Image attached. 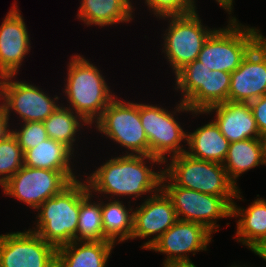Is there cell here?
<instances>
[{
  "mask_svg": "<svg viewBox=\"0 0 266 267\" xmlns=\"http://www.w3.org/2000/svg\"><path fill=\"white\" fill-rule=\"evenodd\" d=\"M223 9H225L230 15L233 9V0H215Z\"/></svg>",
  "mask_w": 266,
  "mask_h": 267,
  "instance_id": "836d02e7",
  "label": "cell"
},
{
  "mask_svg": "<svg viewBox=\"0 0 266 267\" xmlns=\"http://www.w3.org/2000/svg\"><path fill=\"white\" fill-rule=\"evenodd\" d=\"M205 64L195 60L175 74L176 90L181 91L183 103H186L204 84Z\"/></svg>",
  "mask_w": 266,
  "mask_h": 267,
  "instance_id": "f1b7e54d",
  "label": "cell"
},
{
  "mask_svg": "<svg viewBox=\"0 0 266 267\" xmlns=\"http://www.w3.org/2000/svg\"><path fill=\"white\" fill-rule=\"evenodd\" d=\"M260 135L266 134V94L250 102Z\"/></svg>",
  "mask_w": 266,
  "mask_h": 267,
  "instance_id": "1f68e13d",
  "label": "cell"
},
{
  "mask_svg": "<svg viewBox=\"0 0 266 267\" xmlns=\"http://www.w3.org/2000/svg\"><path fill=\"white\" fill-rule=\"evenodd\" d=\"M16 4L13 3L0 26V78L16 76L31 49L30 35Z\"/></svg>",
  "mask_w": 266,
  "mask_h": 267,
  "instance_id": "2e32d148",
  "label": "cell"
},
{
  "mask_svg": "<svg viewBox=\"0 0 266 267\" xmlns=\"http://www.w3.org/2000/svg\"><path fill=\"white\" fill-rule=\"evenodd\" d=\"M211 235L212 232L202 224L178 219L148 250L167 255L163 267L192 266L194 263L188 252L195 255L200 250L206 251Z\"/></svg>",
  "mask_w": 266,
  "mask_h": 267,
  "instance_id": "4fadbf2b",
  "label": "cell"
},
{
  "mask_svg": "<svg viewBox=\"0 0 266 267\" xmlns=\"http://www.w3.org/2000/svg\"><path fill=\"white\" fill-rule=\"evenodd\" d=\"M147 159L150 164H163L158 158L151 155H130L112 157L106 163L98 167L86 182L89 191L97 192L100 195L111 196H132L135 198L146 193L155 194L161 188V177L163 170L154 171L147 166ZM152 169V170H151Z\"/></svg>",
  "mask_w": 266,
  "mask_h": 267,
  "instance_id": "6da1fadb",
  "label": "cell"
},
{
  "mask_svg": "<svg viewBox=\"0 0 266 267\" xmlns=\"http://www.w3.org/2000/svg\"><path fill=\"white\" fill-rule=\"evenodd\" d=\"M231 216L240 217L235 239L255 252L266 240V200L257 198L246 209L233 202Z\"/></svg>",
  "mask_w": 266,
  "mask_h": 267,
  "instance_id": "ac0fdd59",
  "label": "cell"
},
{
  "mask_svg": "<svg viewBox=\"0 0 266 267\" xmlns=\"http://www.w3.org/2000/svg\"><path fill=\"white\" fill-rule=\"evenodd\" d=\"M23 156L24 152L12 133L0 140L1 187L24 166Z\"/></svg>",
  "mask_w": 266,
  "mask_h": 267,
  "instance_id": "83f0119b",
  "label": "cell"
},
{
  "mask_svg": "<svg viewBox=\"0 0 266 267\" xmlns=\"http://www.w3.org/2000/svg\"><path fill=\"white\" fill-rule=\"evenodd\" d=\"M92 196L87 182L80 180V212L76 241H104L101 200L92 202Z\"/></svg>",
  "mask_w": 266,
  "mask_h": 267,
  "instance_id": "484cf974",
  "label": "cell"
},
{
  "mask_svg": "<svg viewBox=\"0 0 266 267\" xmlns=\"http://www.w3.org/2000/svg\"><path fill=\"white\" fill-rule=\"evenodd\" d=\"M15 75L0 78V104L10 117V111H15L24 122H43L58 107L56 95L49 97L41 88L23 81H13ZM41 89V90H40Z\"/></svg>",
  "mask_w": 266,
  "mask_h": 267,
  "instance_id": "8fae6325",
  "label": "cell"
},
{
  "mask_svg": "<svg viewBox=\"0 0 266 267\" xmlns=\"http://www.w3.org/2000/svg\"><path fill=\"white\" fill-rule=\"evenodd\" d=\"M254 253L266 261V240Z\"/></svg>",
  "mask_w": 266,
  "mask_h": 267,
  "instance_id": "e575fe53",
  "label": "cell"
},
{
  "mask_svg": "<svg viewBox=\"0 0 266 267\" xmlns=\"http://www.w3.org/2000/svg\"><path fill=\"white\" fill-rule=\"evenodd\" d=\"M228 25L215 29L204 42L198 59L210 70L232 73L248 52L264 37L259 29L229 17Z\"/></svg>",
  "mask_w": 266,
  "mask_h": 267,
  "instance_id": "277c9868",
  "label": "cell"
},
{
  "mask_svg": "<svg viewBox=\"0 0 266 267\" xmlns=\"http://www.w3.org/2000/svg\"><path fill=\"white\" fill-rule=\"evenodd\" d=\"M161 188L171 198L179 220L202 224L215 233L219 227L216 220L232 217V206L223 197L177 186L164 172Z\"/></svg>",
  "mask_w": 266,
  "mask_h": 267,
  "instance_id": "9c48e42d",
  "label": "cell"
},
{
  "mask_svg": "<svg viewBox=\"0 0 266 267\" xmlns=\"http://www.w3.org/2000/svg\"><path fill=\"white\" fill-rule=\"evenodd\" d=\"M145 4L157 18L187 15L197 11L195 0H145Z\"/></svg>",
  "mask_w": 266,
  "mask_h": 267,
  "instance_id": "f546056e",
  "label": "cell"
},
{
  "mask_svg": "<svg viewBox=\"0 0 266 267\" xmlns=\"http://www.w3.org/2000/svg\"><path fill=\"white\" fill-rule=\"evenodd\" d=\"M167 267H195V265H192V266H167Z\"/></svg>",
  "mask_w": 266,
  "mask_h": 267,
  "instance_id": "8d00e7d4",
  "label": "cell"
},
{
  "mask_svg": "<svg viewBox=\"0 0 266 267\" xmlns=\"http://www.w3.org/2000/svg\"><path fill=\"white\" fill-rule=\"evenodd\" d=\"M57 248L28 229L0 235V267H56Z\"/></svg>",
  "mask_w": 266,
  "mask_h": 267,
  "instance_id": "7c38bea8",
  "label": "cell"
},
{
  "mask_svg": "<svg viewBox=\"0 0 266 267\" xmlns=\"http://www.w3.org/2000/svg\"><path fill=\"white\" fill-rule=\"evenodd\" d=\"M231 73L205 66L204 84L185 103L193 112H205L211 106L228 101Z\"/></svg>",
  "mask_w": 266,
  "mask_h": 267,
  "instance_id": "cb8c5ba5",
  "label": "cell"
},
{
  "mask_svg": "<svg viewBox=\"0 0 266 267\" xmlns=\"http://www.w3.org/2000/svg\"><path fill=\"white\" fill-rule=\"evenodd\" d=\"M179 102L175 107L176 111L173 112L157 105L139 103V117L148 139L149 155L158 158L164 165L168 162L167 155L174 157L186 152L181 143L187 142L185 141L187 132L175 119L176 112L205 114L204 112H193L185 103Z\"/></svg>",
  "mask_w": 266,
  "mask_h": 267,
  "instance_id": "8992f818",
  "label": "cell"
},
{
  "mask_svg": "<svg viewBox=\"0 0 266 267\" xmlns=\"http://www.w3.org/2000/svg\"><path fill=\"white\" fill-rule=\"evenodd\" d=\"M114 246L110 241H72L57 248L56 267H106Z\"/></svg>",
  "mask_w": 266,
  "mask_h": 267,
  "instance_id": "d6986e66",
  "label": "cell"
},
{
  "mask_svg": "<svg viewBox=\"0 0 266 267\" xmlns=\"http://www.w3.org/2000/svg\"><path fill=\"white\" fill-rule=\"evenodd\" d=\"M36 228L30 229L55 248L76 241L80 212V180L42 203L36 211Z\"/></svg>",
  "mask_w": 266,
  "mask_h": 267,
  "instance_id": "5b68a950",
  "label": "cell"
},
{
  "mask_svg": "<svg viewBox=\"0 0 266 267\" xmlns=\"http://www.w3.org/2000/svg\"><path fill=\"white\" fill-rule=\"evenodd\" d=\"M101 201L102 223L104 232V241H110L113 244L121 243L128 239L131 240L133 232L134 210L128 208L119 199Z\"/></svg>",
  "mask_w": 266,
  "mask_h": 267,
  "instance_id": "d4e9b609",
  "label": "cell"
},
{
  "mask_svg": "<svg viewBox=\"0 0 266 267\" xmlns=\"http://www.w3.org/2000/svg\"><path fill=\"white\" fill-rule=\"evenodd\" d=\"M48 138L63 143L73 153L77 132L83 125H89L81 116L61 104L43 121ZM83 123V124H82Z\"/></svg>",
  "mask_w": 266,
  "mask_h": 267,
  "instance_id": "4316f807",
  "label": "cell"
},
{
  "mask_svg": "<svg viewBox=\"0 0 266 267\" xmlns=\"http://www.w3.org/2000/svg\"><path fill=\"white\" fill-rule=\"evenodd\" d=\"M78 19L87 26L130 22L135 11L130 0H81Z\"/></svg>",
  "mask_w": 266,
  "mask_h": 267,
  "instance_id": "44dd1931",
  "label": "cell"
},
{
  "mask_svg": "<svg viewBox=\"0 0 266 267\" xmlns=\"http://www.w3.org/2000/svg\"><path fill=\"white\" fill-rule=\"evenodd\" d=\"M266 94V37L264 36L231 73L228 101L250 103Z\"/></svg>",
  "mask_w": 266,
  "mask_h": 267,
  "instance_id": "5bb4252c",
  "label": "cell"
},
{
  "mask_svg": "<svg viewBox=\"0 0 266 267\" xmlns=\"http://www.w3.org/2000/svg\"><path fill=\"white\" fill-rule=\"evenodd\" d=\"M261 143H262V151H263V160L266 165V134L262 135L260 137Z\"/></svg>",
  "mask_w": 266,
  "mask_h": 267,
  "instance_id": "d590c367",
  "label": "cell"
},
{
  "mask_svg": "<svg viewBox=\"0 0 266 267\" xmlns=\"http://www.w3.org/2000/svg\"><path fill=\"white\" fill-rule=\"evenodd\" d=\"M186 152L189 156L205 161L223 164L230 142L221 133L219 126L213 120L198 127L194 132H187Z\"/></svg>",
  "mask_w": 266,
  "mask_h": 267,
  "instance_id": "ffe728a7",
  "label": "cell"
},
{
  "mask_svg": "<svg viewBox=\"0 0 266 267\" xmlns=\"http://www.w3.org/2000/svg\"><path fill=\"white\" fill-rule=\"evenodd\" d=\"M265 165L260 138H250L229 144L223 167L237 186L238 177L258 165Z\"/></svg>",
  "mask_w": 266,
  "mask_h": 267,
  "instance_id": "603a6c76",
  "label": "cell"
},
{
  "mask_svg": "<svg viewBox=\"0 0 266 267\" xmlns=\"http://www.w3.org/2000/svg\"><path fill=\"white\" fill-rule=\"evenodd\" d=\"M168 29L164 31L163 53L176 74L185 65L198 59L202 46L216 29L203 26L197 11L187 15L169 16Z\"/></svg>",
  "mask_w": 266,
  "mask_h": 267,
  "instance_id": "ba28073f",
  "label": "cell"
},
{
  "mask_svg": "<svg viewBox=\"0 0 266 267\" xmlns=\"http://www.w3.org/2000/svg\"><path fill=\"white\" fill-rule=\"evenodd\" d=\"M12 134L16 137L23 152L48 139L44 123L37 121L24 122L19 130L12 129Z\"/></svg>",
  "mask_w": 266,
  "mask_h": 267,
  "instance_id": "4dcf8cb0",
  "label": "cell"
},
{
  "mask_svg": "<svg viewBox=\"0 0 266 267\" xmlns=\"http://www.w3.org/2000/svg\"><path fill=\"white\" fill-rule=\"evenodd\" d=\"M68 64L65 96L69 109L89 125L101 117L104 109L115 98L97 66L81 55H72ZM71 106V107H70Z\"/></svg>",
  "mask_w": 266,
  "mask_h": 267,
  "instance_id": "7a4b0ae2",
  "label": "cell"
},
{
  "mask_svg": "<svg viewBox=\"0 0 266 267\" xmlns=\"http://www.w3.org/2000/svg\"><path fill=\"white\" fill-rule=\"evenodd\" d=\"M95 123L100 133L126 148V154L149 156L148 139L139 117V103L117 100L116 96Z\"/></svg>",
  "mask_w": 266,
  "mask_h": 267,
  "instance_id": "52a82bcc",
  "label": "cell"
},
{
  "mask_svg": "<svg viewBox=\"0 0 266 267\" xmlns=\"http://www.w3.org/2000/svg\"><path fill=\"white\" fill-rule=\"evenodd\" d=\"M74 153L63 143L48 138L36 147L24 151V165L52 171H73Z\"/></svg>",
  "mask_w": 266,
  "mask_h": 267,
  "instance_id": "7402d4cb",
  "label": "cell"
},
{
  "mask_svg": "<svg viewBox=\"0 0 266 267\" xmlns=\"http://www.w3.org/2000/svg\"><path fill=\"white\" fill-rule=\"evenodd\" d=\"M210 112H215L214 121L230 143L261 137L249 103L227 101L211 106L204 113Z\"/></svg>",
  "mask_w": 266,
  "mask_h": 267,
  "instance_id": "e0dca14e",
  "label": "cell"
},
{
  "mask_svg": "<svg viewBox=\"0 0 266 267\" xmlns=\"http://www.w3.org/2000/svg\"><path fill=\"white\" fill-rule=\"evenodd\" d=\"M74 171H52L23 166L3 186V193L37 209L47 199L60 193L72 181Z\"/></svg>",
  "mask_w": 266,
  "mask_h": 267,
  "instance_id": "30bf717a",
  "label": "cell"
},
{
  "mask_svg": "<svg viewBox=\"0 0 266 267\" xmlns=\"http://www.w3.org/2000/svg\"><path fill=\"white\" fill-rule=\"evenodd\" d=\"M170 158L171 162L163 172L177 186L223 197L231 206L235 198L243 200L240 189L230 180L223 164L199 160L187 153Z\"/></svg>",
  "mask_w": 266,
  "mask_h": 267,
  "instance_id": "3957f363",
  "label": "cell"
},
{
  "mask_svg": "<svg viewBox=\"0 0 266 267\" xmlns=\"http://www.w3.org/2000/svg\"><path fill=\"white\" fill-rule=\"evenodd\" d=\"M8 121L9 117L6 114L4 107L0 104V140L12 133V130L9 129L10 124H8Z\"/></svg>",
  "mask_w": 266,
  "mask_h": 267,
  "instance_id": "d6a6232c",
  "label": "cell"
},
{
  "mask_svg": "<svg viewBox=\"0 0 266 267\" xmlns=\"http://www.w3.org/2000/svg\"><path fill=\"white\" fill-rule=\"evenodd\" d=\"M178 220L171 198L160 188L134 209L131 239L150 238L141 246L149 249ZM150 236V237H149Z\"/></svg>",
  "mask_w": 266,
  "mask_h": 267,
  "instance_id": "9a60e30c",
  "label": "cell"
}]
</instances>
